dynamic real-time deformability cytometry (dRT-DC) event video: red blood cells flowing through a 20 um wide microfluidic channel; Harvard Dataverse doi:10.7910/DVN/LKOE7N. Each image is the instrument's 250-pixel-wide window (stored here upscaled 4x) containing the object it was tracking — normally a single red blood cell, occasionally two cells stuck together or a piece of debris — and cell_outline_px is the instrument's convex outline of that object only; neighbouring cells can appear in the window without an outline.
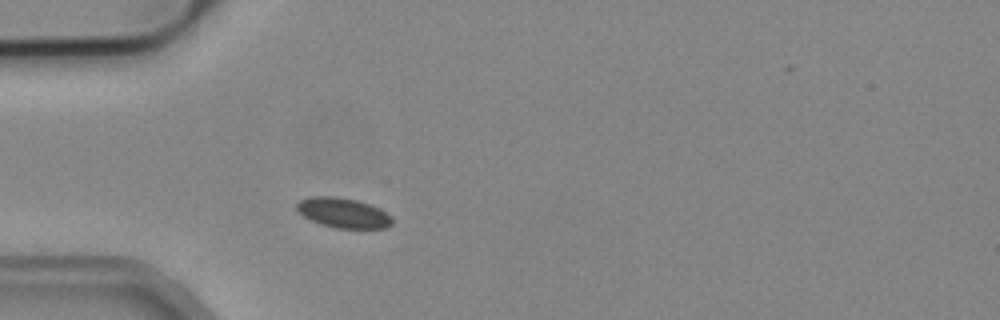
{"species": "common noctule bat (a hibernating species)", "species_latin": "Nyctalus noctula", "temperature_condition": "cold", "stored_images_in_passage": 1, "camera_frame_rate_fps": 3000, "um_per_image_px": 0.085, "animal": {"sex": "male", "body_mass_g": 19.2, "forearm_length_mm": 51.8}, "frame": {"image": 1, "passage_image": 1, "time_ms": 0.0, "image_size_px": [1000, 320], "cell_outline_px": [[392, 224], [384, 228], [336, 228], [312, 220], [296, 212], [296, 204], [300, 200], [308, 196], [336, 196], [356, 200], [368, 204], [392, 216]], "centroid_in_image_um": [29.13, 18.08], "position_along_channel_um": 55.9, "area_um2": 16.47}}